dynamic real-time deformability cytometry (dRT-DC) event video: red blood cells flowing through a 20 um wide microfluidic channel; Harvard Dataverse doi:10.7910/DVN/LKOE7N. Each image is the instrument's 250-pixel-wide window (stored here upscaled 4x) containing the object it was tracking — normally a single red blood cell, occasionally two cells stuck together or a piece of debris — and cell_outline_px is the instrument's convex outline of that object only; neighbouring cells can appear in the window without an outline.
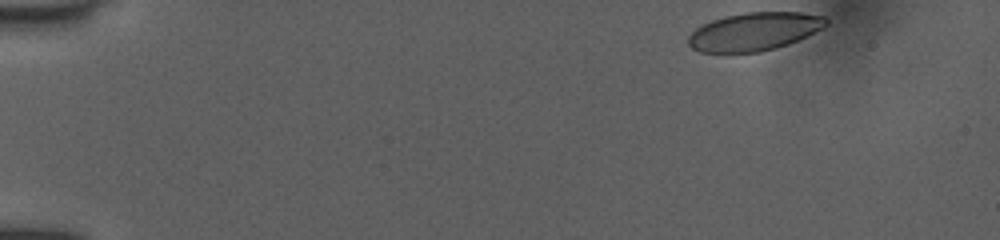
{"species": "human", "species_latin": "Homo sapiens", "temperature_condition": "room temperature", "stored_images_in_passage": 92, "camera_frame_rate_fps": 3000, "um_per_image_px": 0.085, "donor": {"sex": "female"}, "frame": {"image": 1, "passage_image": 1, "time_ms": 0.0, "image_size_px": [1000, 240], "cell_outline_px": [[828, 24], [788, 44], [776, 48], [760, 52], [700, 52], [692, 48], [688, 44], [688, 36], [696, 28], [712, 20], [724, 16], [744, 12], [800, 12], [824, 16], [828, 20]], "centroid_in_image_um": [64.08, 2.67], "position_along_channel_um": 20.9, "area_um2": 30.35}}
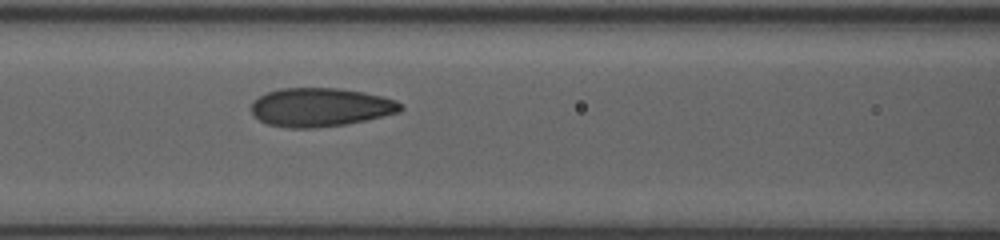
{"frame": {"image": 2, "passage_image": 37, "time_ms": 6.0, "image_size_px": [1000, 240], "cell_outline_px": [[404, 108], [400, 112], [364, 120], [344, 124], [312, 128], [288, 128], [268, 124], [252, 116], [252, 100], [268, 92], [280, 88], [336, 88], [364, 92], [396, 100]], "centroid_in_image_um": [27.21, 9.11], "position_along_channel_um": 139.4, "area_um2": 33.47}}
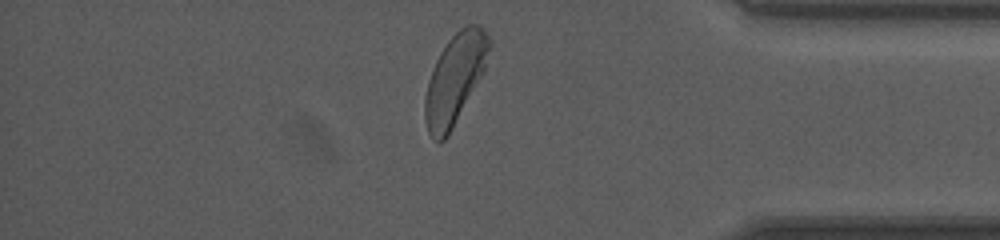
{"frame": {"image": 3, "passage_image": 78, "time_ms": 13.0, "image_size_px": [1000, 240], "cell_outline_px": [[492, 40], [484, 72], [448, 136], [440, 144], [432, 140], [428, 132], [424, 116], [424, 100], [428, 80], [432, 68], [440, 52], [448, 40], [460, 28], [468, 24], [476, 24], [484, 28]], "centroid_in_image_um": [38.66, 6.71], "position_along_channel_um": 396.5, "area_um2": 33.93}, "authors_computed_cell_mechanics": {"area_um2": 33.1772, "velocity_mm_per_s": 3.976, "shape_relaxation_time_tau1_ms": 3.2662, "shape_relaxation_time_tau2_ms": 0.884, "deformation_change_tau1": 0.1269, "deformation_change_tau2": 0.0556}}